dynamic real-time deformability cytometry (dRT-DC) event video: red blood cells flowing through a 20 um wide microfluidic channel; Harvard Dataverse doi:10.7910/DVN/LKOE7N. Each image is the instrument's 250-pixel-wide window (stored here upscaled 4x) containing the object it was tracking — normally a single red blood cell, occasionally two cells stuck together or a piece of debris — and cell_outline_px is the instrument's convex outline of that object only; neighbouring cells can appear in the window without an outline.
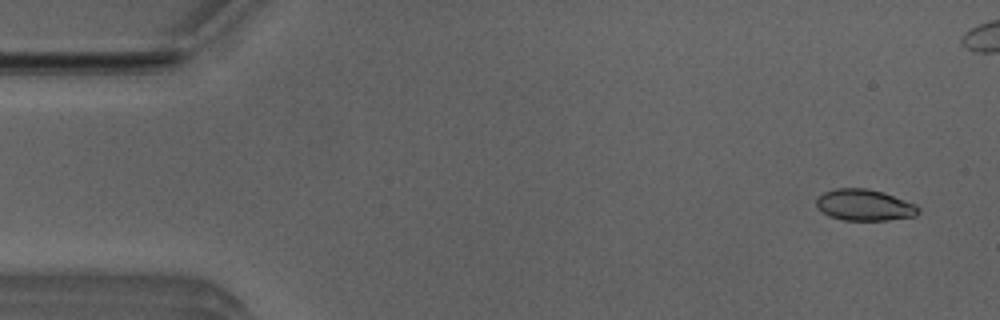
{"species": "Egyptian fruit bat (a non-hibernating species)", "species_latin": "Rousettus aegyptiacus", "temperature_condition": "room temperature", "stored_images_in_passage": 6, "camera_frame_rate_fps": 3000, "um_per_image_px": 0.085, "animal": {"sex": "male"}, "frame": {"image": 1, "passage_image": 1, "time_ms": 0.0, "image_size_px": [1000, 320], "cell_outline_px": [[920, 212], [916, 216], [888, 220], [844, 220], [832, 216], [816, 208], [816, 200], [824, 192], [836, 188], [864, 188], [884, 192], [916, 204], [920, 208]], "centroid_in_image_um": [73.52, 17.42], "position_along_channel_um": 11.5, "area_um2": 18.61}}